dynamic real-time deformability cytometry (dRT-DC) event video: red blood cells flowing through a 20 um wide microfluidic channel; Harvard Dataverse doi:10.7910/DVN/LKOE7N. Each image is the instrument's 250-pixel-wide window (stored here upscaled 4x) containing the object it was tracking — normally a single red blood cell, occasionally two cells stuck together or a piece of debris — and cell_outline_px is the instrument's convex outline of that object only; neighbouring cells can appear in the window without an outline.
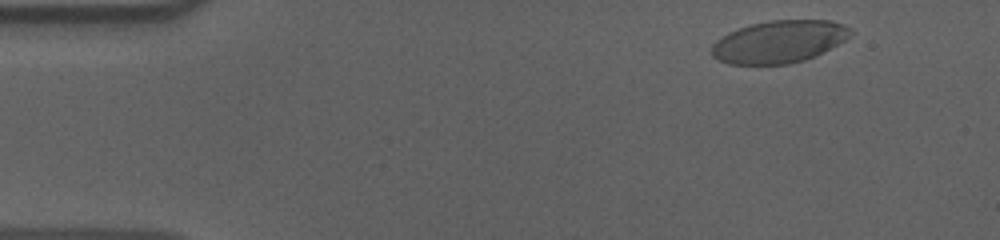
{"species": "human", "species_latin": "Homo sapiens", "temperature_condition": "cold", "stored_images_in_passage": 54, "camera_frame_rate_fps": 3000, "um_per_image_px": 0.085, "donor": {"sex": "male"}, "frame": {"image": 1, "passage_image": 3, "time_ms": 0.667, "image_size_px": [1000, 240], "cell_outline_px": [[852, 32], [844, 40], [804, 60], [788, 64], [728, 64], [712, 56], [712, 44], [716, 40], [728, 32], [752, 24], [772, 20], [832, 20], [844, 24]], "centroid_in_image_um": [66.18, 3.53], "position_along_channel_um": 18.8, "area_um2": 33.81}}
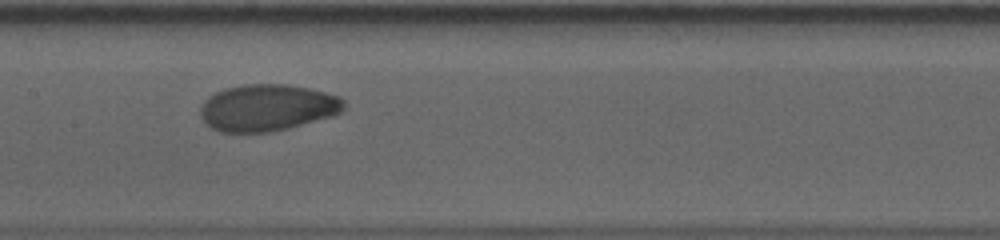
{"frame": {"image": 2, "passage_image": 25, "time_ms": 8.0, "image_size_px": [1000, 240], "cell_outline_px": [[344, 108], [340, 112], [332, 116], [288, 128], [272, 132], [220, 132], [204, 124], [200, 116], [200, 108], [204, 100], [208, 96], [224, 88], [244, 84], [288, 84], [308, 88], [340, 96], [344, 100]], "centroid_in_image_um": [22.69, 9.15], "position_along_channel_um": 184.7, "area_um2": 39.3}}
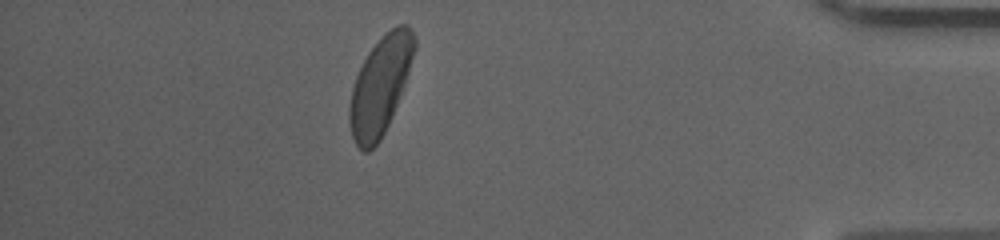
{"frame": {"image": 3, "passage_image": 47, "time_ms": 15.333, "image_size_px": [1000, 240], "cell_outline_px": [[416, 48], [404, 84], [392, 116], [380, 140], [368, 152], [364, 152], [356, 144], [352, 136], [348, 120], [348, 108], [352, 88], [356, 76], [368, 52], [396, 24], [408, 24], [416, 36]], "centroid_in_image_um": [32.31, 7.28], "position_along_channel_um": 402.9, "area_um2": 36.59}, "authors_computed_cell_mechanics": {"area_um2": 37.9168, "velocity_mm_per_s": 3.5814, "shape_relaxation_time_tau1_ms": 4.3255, "shape_relaxation_time_tau2_ms": 1.9952, "deformation_change_tau1": 0.1624, "deformation_change_tau2": 0.0396}}